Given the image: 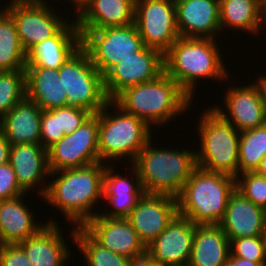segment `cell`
Listing matches in <instances>:
<instances>
[{"label": "cell", "instance_id": "2e32d148", "mask_svg": "<svg viewBox=\"0 0 266 266\" xmlns=\"http://www.w3.org/2000/svg\"><path fill=\"white\" fill-rule=\"evenodd\" d=\"M196 225L177 214L166 229L146 247V253L162 266H187Z\"/></svg>", "mask_w": 266, "mask_h": 266}, {"label": "cell", "instance_id": "4fadbf2b", "mask_svg": "<svg viewBox=\"0 0 266 266\" xmlns=\"http://www.w3.org/2000/svg\"><path fill=\"white\" fill-rule=\"evenodd\" d=\"M164 72V54L145 46L130 57L121 59L104 75L106 95L114 100L125 89L156 79Z\"/></svg>", "mask_w": 266, "mask_h": 266}, {"label": "cell", "instance_id": "4dcf8cb0", "mask_svg": "<svg viewBox=\"0 0 266 266\" xmlns=\"http://www.w3.org/2000/svg\"><path fill=\"white\" fill-rule=\"evenodd\" d=\"M72 228V240L83 254L86 266H131V259L99 244L83 227Z\"/></svg>", "mask_w": 266, "mask_h": 266}, {"label": "cell", "instance_id": "277c9868", "mask_svg": "<svg viewBox=\"0 0 266 266\" xmlns=\"http://www.w3.org/2000/svg\"><path fill=\"white\" fill-rule=\"evenodd\" d=\"M150 141L132 163L145 194L178 197L197 168L195 151L156 148Z\"/></svg>", "mask_w": 266, "mask_h": 266}, {"label": "cell", "instance_id": "ffe728a7", "mask_svg": "<svg viewBox=\"0 0 266 266\" xmlns=\"http://www.w3.org/2000/svg\"><path fill=\"white\" fill-rule=\"evenodd\" d=\"M47 222L37 234L18 245L33 266H65V262H68L67 259L71 256L67 241L63 238V232L55 220Z\"/></svg>", "mask_w": 266, "mask_h": 266}, {"label": "cell", "instance_id": "7402d4cb", "mask_svg": "<svg viewBox=\"0 0 266 266\" xmlns=\"http://www.w3.org/2000/svg\"><path fill=\"white\" fill-rule=\"evenodd\" d=\"M9 163L16 174L20 188L26 194L37 188V185H39L37 189L43 186L45 178L50 175L47 149L41 144L11 145Z\"/></svg>", "mask_w": 266, "mask_h": 266}, {"label": "cell", "instance_id": "7a4b0ae2", "mask_svg": "<svg viewBox=\"0 0 266 266\" xmlns=\"http://www.w3.org/2000/svg\"><path fill=\"white\" fill-rule=\"evenodd\" d=\"M215 41L212 38L179 37L164 53V72L191 99L196 94L195 86L200 79L224 81L230 77L219 52V44Z\"/></svg>", "mask_w": 266, "mask_h": 266}, {"label": "cell", "instance_id": "8992f818", "mask_svg": "<svg viewBox=\"0 0 266 266\" xmlns=\"http://www.w3.org/2000/svg\"><path fill=\"white\" fill-rule=\"evenodd\" d=\"M116 109L113 114L109 108ZM151 127L142 119L125 112L113 100L99 111L98 153L101 163L114 158H128L130 164L153 135ZM127 156V157H126ZM109 159V160H107ZM105 160V161H104Z\"/></svg>", "mask_w": 266, "mask_h": 266}, {"label": "cell", "instance_id": "ee69618b", "mask_svg": "<svg viewBox=\"0 0 266 266\" xmlns=\"http://www.w3.org/2000/svg\"><path fill=\"white\" fill-rule=\"evenodd\" d=\"M255 82L257 83V85L259 86L262 98H263V105L265 108V113H266V76L265 75H261L260 79L258 78V81L255 80Z\"/></svg>", "mask_w": 266, "mask_h": 266}, {"label": "cell", "instance_id": "5bb4252c", "mask_svg": "<svg viewBox=\"0 0 266 266\" xmlns=\"http://www.w3.org/2000/svg\"><path fill=\"white\" fill-rule=\"evenodd\" d=\"M177 214L176 197L144 193L126 219L147 247L166 229Z\"/></svg>", "mask_w": 266, "mask_h": 266}, {"label": "cell", "instance_id": "52a82bcc", "mask_svg": "<svg viewBox=\"0 0 266 266\" xmlns=\"http://www.w3.org/2000/svg\"><path fill=\"white\" fill-rule=\"evenodd\" d=\"M209 108L202 112L197 121L201 141L200 149L195 150L197 167L236 178L240 132L212 107Z\"/></svg>", "mask_w": 266, "mask_h": 266}, {"label": "cell", "instance_id": "44dd1931", "mask_svg": "<svg viewBox=\"0 0 266 266\" xmlns=\"http://www.w3.org/2000/svg\"><path fill=\"white\" fill-rule=\"evenodd\" d=\"M81 47L76 20L68 22L54 37L35 45L27 53L26 67L59 69Z\"/></svg>", "mask_w": 266, "mask_h": 266}, {"label": "cell", "instance_id": "ac0fdd59", "mask_svg": "<svg viewBox=\"0 0 266 266\" xmlns=\"http://www.w3.org/2000/svg\"><path fill=\"white\" fill-rule=\"evenodd\" d=\"M175 9L180 37L217 39L219 0H175Z\"/></svg>", "mask_w": 266, "mask_h": 266}, {"label": "cell", "instance_id": "1f68e13d", "mask_svg": "<svg viewBox=\"0 0 266 266\" xmlns=\"http://www.w3.org/2000/svg\"><path fill=\"white\" fill-rule=\"evenodd\" d=\"M238 151V174L254 172L266 155V124L241 131Z\"/></svg>", "mask_w": 266, "mask_h": 266}, {"label": "cell", "instance_id": "9c48e42d", "mask_svg": "<svg viewBox=\"0 0 266 266\" xmlns=\"http://www.w3.org/2000/svg\"><path fill=\"white\" fill-rule=\"evenodd\" d=\"M79 32L81 46L103 76L121 59L130 57L145 47L134 23L122 27L79 30Z\"/></svg>", "mask_w": 266, "mask_h": 266}, {"label": "cell", "instance_id": "cb8c5ba5", "mask_svg": "<svg viewBox=\"0 0 266 266\" xmlns=\"http://www.w3.org/2000/svg\"><path fill=\"white\" fill-rule=\"evenodd\" d=\"M25 196L0 201L1 244H19L47 225L48 222L43 224L34 221L33 212L24 204Z\"/></svg>", "mask_w": 266, "mask_h": 266}, {"label": "cell", "instance_id": "d6986e66", "mask_svg": "<svg viewBox=\"0 0 266 266\" xmlns=\"http://www.w3.org/2000/svg\"><path fill=\"white\" fill-rule=\"evenodd\" d=\"M266 210L246 199L237 189L231 194L224 217L218 224L229 241L262 235Z\"/></svg>", "mask_w": 266, "mask_h": 266}, {"label": "cell", "instance_id": "30bf717a", "mask_svg": "<svg viewBox=\"0 0 266 266\" xmlns=\"http://www.w3.org/2000/svg\"><path fill=\"white\" fill-rule=\"evenodd\" d=\"M2 8L13 19L26 53L42 41L54 37L70 22L60 17L53 6L49 7L46 0H12Z\"/></svg>", "mask_w": 266, "mask_h": 266}, {"label": "cell", "instance_id": "e575fe53", "mask_svg": "<svg viewBox=\"0 0 266 266\" xmlns=\"http://www.w3.org/2000/svg\"><path fill=\"white\" fill-rule=\"evenodd\" d=\"M230 255L254 262H266L262 236L230 240Z\"/></svg>", "mask_w": 266, "mask_h": 266}, {"label": "cell", "instance_id": "603a6c76", "mask_svg": "<svg viewBox=\"0 0 266 266\" xmlns=\"http://www.w3.org/2000/svg\"><path fill=\"white\" fill-rule=\"evenodd\" d=\"M112 167L109 164L105 166L103 187V199H106L112 205V209L110 208L111 211L96 213L107 218H126L136 206L137 201L143 196L144 192L138 171L133 165L131 168L135 176H132L136 180L133 179L132 181L127 177H123V175L115 174L116 171H113Z\"/></svg>", "mask_w": 266, "mask_h": 266}, {"label": "cell", "instance_id": "e0dca14e", "mask_svg": "<svg viewBox=\"0 0 266 266\" xmlns=\"http://www.w3.org/2000/svg\"><path fill=\"white\" fill-rule=\"evenodd\" d=\"M83 228L101 245L131 260L146 254L137 231L126 218H107L97 214Z\"/></svg>", "mask_w": 266, "mask_h": 266}, {"label": "cell", "instance_id": "836d02e7", "mask_svg": "<svg viewBox=\"0 0 266 266\" xmlns=\"http://www.w3.org/2000/svg\"><path fill=\"white\" fill-rule=\"evenodd\" d=\"M242 176V177H241ZM241 178V179H240ZM236 189L255 205L266 210V178L255 172H244L236 177Z\"/></svg>", "mask_w": 266, "mask_h": 266}, {"label": "cell", "instance_id": "83f0119b", "mask_svg": "<svg viewBox=\"0 0 266 266\" xmlns=\"http://www.w3.org/2000/svg\"><path fill=\"white\" fill-rule=\"evenodd\" d=\"M26 97L37 103L42 110L68 106L58 69L25 67Z\"/></svg>", "mask_w": 266, "mask_h": 266}, {"label": "cell", "instance_id": "484cf974", "mask_svg": "<svg viewBox=\"0 0 266 266\" xmlns=\"http://www.w3.org/2000/svg\"><path fill=\"white\" fill-rule=\"evenodd\" d=\"M135 0H93L75 19L79 30L122 27L134 23Z\"/></svg>", "mask_w": 266, "mask_h": 266}, {"label": "cell", "instance_id": "6da1fadb", "mask_svg": "<svg viewBox=\"0 0 266 266\" xmlns=\"http://www.w3.org/2000/svg\"><path fill=\"white\" fill-rule=\"evenodd\" d=\"M106 165L99 162L81 168L50 172L49 177L53 178L54 175L53 181L41 187L37 194L46 203L60 209L67 222L70 220L75 228L83 227L97 215L92 209L98 200L100 202V198L103 199Z\"/></svg>", "mask_w": 266, "mask_h": 266}, {"label": "cell", "instance_id": "f6af8a7d", "mask_svg": "<svg viewBox=\"0 0 266 266\" xmlns=\"http://www.w3.org/2000/svg\"><path fill=\"white\" fill-rule=\"evenodd\" d=\"M254 172L266 178V155L261 159L259 166Z\"/></svg>", "mask_w": 266, "mask_h": 266}, {"label": "cell", "instance_id": "bcb514c9", "mask_svg": "<svg viewBox=\"0 0 266 266\" xmlns=\"http://www.w3.org/2000/svg\"><path fill=\"white\" fill-rule=\"evenodd\" d=\"M261 236H262V239H263L264 250H265V255H266V224H265V227H264V230H263Z\"/></svg>", "mask_w": 266, "mask_h": 266}, {"label": "cell", "instance_id": "ab89813d", "mask_svg": "<svg viewBox=\"0 0 266 266\" xmlns=\"http://www.w3.org/2000/svg\"><path fill=\"white\" fill-rule=\"evenodd\" d=\"M11 144L6 139L5 135L0 131V165L9 162V152Z\"/></svg>", "mask_w": 266, "mask_h": 266}, {"label": "cell", "instance_id": "ba28073f", "mask_svg": "<svg viewBox=\"0 0 266 266\" xmlns=\"http://www.w3.org/2000/svg\"><path fill=\"white\" fill-rule=\"evenodd\" d=\"M58 73L67 93L68 105L96 114L110 101L105 92L104 76L82 46L58 69Z\"/></svg>", "mask_w": 266, "mask_h": 266}, {"label": "cell", "instance_id": "7c38bea8", "mask_svg": "<svg viewBox=\"0 0 266 266\" xmlns=\"http://www.w3.org/2000/svg\"><path fill=\"white\" fill-rule=\"evenodd\" d=\"M134 24L145 46L163 54L180 37L175 0H135Z\"/></svg>", "mask_w": 266, "mask_h": 266}, {"label": "cell", "instance_id": "f546056e", "mask_svg": "<svg viewBox=\"0 0 266 266\" xmlns=\"http://www.w3.org/2000/svg\"><path fill=\"white\" fill-rule=\"evenodd\" d=\"M27 53L23 49L11 16L0 9V71L25 69Z\"/></svg>", "mask_w": 266, "mask_h": 266}, {"label": "cell", "instance_id": "74e56055", "mask_svg": "<svg viewBox=\"0 0 266 266\" xmlns=\"http://www.w3.org/2000/svg\"><path fill=\"white\" fill-rule=\"evenodd\" d=\"M25 194L18 184L16 174L10 163L0 165V201Z\"/></svg>", "mask_w": 266, "mask_h": 266}, {"label": "cell", "instance_id": "8fae6325", "mask_svg": "<svg viewBox=\"0 0 266 266\" xmlns=\"http://www.w3.org/2000/svg\"><path fill=\"white\" fill-rule=\"evenodd\" d=\"M99 112L92 114L73 133L47 149L50 172L81 168L99 163Z\"/></svg>", "mask_w": 266, "mask_h": 266}, {"label": "cell", "instance_id": "d4e9b609", "mask_svg": "<svg viewBox=\"0 0 266 266\" xmlns=\"http://www.w3.org/2000/svg\"><path fill=\"white\" fill-rule=\"evenodd\" d=\"M42 109L25 97L0 119V131L11 145L40 144Z\"/></svg>", "mask_w": 266, "mask_h": 266}, {"label": "cell", "instance_id": "60d3db41", "mask_svg": "<svg viewBox=\"0 0 266 266\" xmlns=\"http://www.w3.org/2000/svg\"><path fill=\"white\" fill-rule=\"evenodd\" d=\"M225 266H266V262H254L230 255Z\"/></svg>", "mask_w": 266, "mask_h": 266}, {"label": "cell", "instance_id": "d6a6232c", "mask_svg": "<svg viewBox=\"0 0 266 266\" xmlns=\"http://www.w3.org/2000/svg\"><path fill=\"white\" fill-rule=\"evenodd\" d=\"M26 97V70L0 71V119Z\"/></svg>", "mask_w": 266, "mask_h": 266}, {"label": "cell", "instance_id": "d590c367", "mask_svg": "<svg viewBox=\"0 0 266 266\" xmlns=\"http://www.w3.org/2000/svg\"><path fill=\"white\" fill-rule=\"evenodd\" d=\"M65 136L60 133L59 107L43 110L40 124V144L48 149Z\"/></svg>", "mask_w": 266, "mask_h": 266}, {"label": "cell", "instance_id": "7bdbcfd3", "mask_svg": "<svg viewBox=\"0 0 266 266\" xmlns=\"http://www.w3.org/2000/svg\"><path fill=\"white\" fill-rule=\"evenodd\" d=\"M69 2L71 1L74 6H76L75 9V14H77L75 16L78 17L85 9L86 7L93 1V0H68Z\"/></svg>", "mask_w": 266, "mask_h": 266}, {"label": "cell", "instance_id": "8d00e7d4", "mask_svg": "<svg viewBox=\"0 0 266 266\" xmlns=\"http://www.w3.org/2000/svg\"><path fill=\"white\" fill-rule=\"evenodd\" d=\"M93 113L77 106L59 107L60 133L69 135L79 128Z\"/></svg>", "mask_w": 266, "mask_h": 266}, {"label": "cell", "instance_id": "4316f807", "mask_svg": "<svg viewBox=\"0 0 266 266\" xmlns=\"http://www.w3.org/2000/svg\"><path fill=\"white\" fill-rule=\"evenodd\" d=\"M230 241L218 224L196 225L187 266H225Z\"/></svg>", "mask_w": 266, "mask_h": 266}, {"label": "cell", "instance_id": "f35d334b", "mask_svg": "<svg viewBox=\"0 0 266 266\" xmlns=\"http://www.w3.org/2000/svg\"><path fill=\"white\" fill-rule=\"evenodd\" d=\"M0 266H33L18 244H1Z\"/></svg>", "mask_w": 266, "mask_h": 266}, {"label": "cell", "instance_id": "b9f144b4", "mask_svg": "<svg viewBox=\"0 0 266 266\" xmlns=\"http://www.w3.org/2000/svg\"><path fill=\"white\" fill-rule=\"evenodd\" d=\"M131 266H162L153 260L147 253L135 258L131 262Z\"/></svg>", "mask_w": 266, "mask_h": 266}, {"label": "cell", "instance_id": "3957f363", "mask_svg": "<svg viewBox=\"0 0 266 266\" xmlns=\"http://www.w3.org/2000/svg\"><path fill=\"white\" fill-rule=\"evenodd\" d=\"M113 101L151 128L168 124L175 116L185 113L192 103V99L165 72L154 80L125 89Z\"/></svg>", "mask_w": 266, "mask_h": 266}, {"label": "cell", "instance_id": "5b68a950", "mask_svg": "<svg viewBox=\"0 0 266 266\" xmlns=\"http://www.w3.org/2000/svg\"><path fill=\"white\" fill-rule=\"evenodd\" d=\"M235 189V177L197 167L177 197L178 214L197 225L219 224Z\"/></svg>", "mask_w": 266, "mask_h": 266}, {"label": "cell", "instance_id": "f1b7e54d", "mask_svg": "<svg viewBox=\"0 0 266 266\" xmlns=\"http://www.w3.org/2000/svg\"><path fill=\"white\" fill-rule=\"evenodd\" d=\"M220 32L223 28L242 30L252 36L266 26L264 0H219ZM226 26V27H225Z\"/></svg>", "mask_w": 266, "mask_h": 266}, {"label": "cell", "instance_id": "9a60e30c", "mask_svg": "<svg viewBox=\"0 0 266 266\" xmlns=\"http://www.w3.org/2000/svg\"><path fill=\"white\" fill-rule=\"evenodd\" d=\"M224 97L227 113L221 105L212 108L239 132L266 124L263 98L256 82L229 87Z\"/></svg>", "mask_w": 266, "mask_h": 266}]
</instances>
